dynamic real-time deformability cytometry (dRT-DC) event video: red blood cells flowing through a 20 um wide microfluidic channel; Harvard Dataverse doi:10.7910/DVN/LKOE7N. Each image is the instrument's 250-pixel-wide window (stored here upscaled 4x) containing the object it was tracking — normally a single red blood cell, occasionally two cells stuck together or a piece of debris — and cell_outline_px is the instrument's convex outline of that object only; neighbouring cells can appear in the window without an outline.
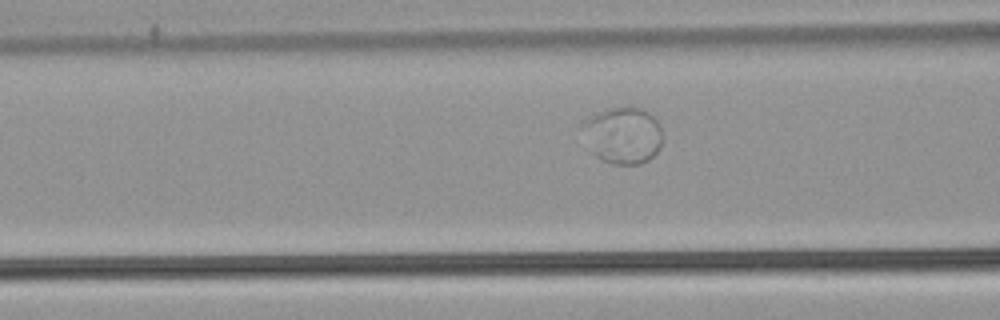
{"species": "common noctule bat (a hibernating species)", "species_latin": "Nyctalus noctula", "temperature_condition": "warm", "stored_images_in_passage": 9, "camera_frame_rate_fps": 3000, "um_per_image_px": 0.085, "animal": {"sex": "male", "body_mass_g": 21.5, "forearm_length_mm": 52.0}, "frame": {"image": 1, "passage_image": 8, "time_ms": 2.333, "image_size_px": [1000, 320], "cell_outline_px": [[664, 140], [660, 148], [648, 160], [640, 164], [612, 164], [596, 156], [592, 152], [580, 128], [592, 116], [600, 112], [612, 108], [640, 108], [648, 112], [660, 124], [664, 136]], "centroid_in_image_um": [53.0, 11.52], "position_along_channel_um": 113.6, "area_um2": 26.24}}